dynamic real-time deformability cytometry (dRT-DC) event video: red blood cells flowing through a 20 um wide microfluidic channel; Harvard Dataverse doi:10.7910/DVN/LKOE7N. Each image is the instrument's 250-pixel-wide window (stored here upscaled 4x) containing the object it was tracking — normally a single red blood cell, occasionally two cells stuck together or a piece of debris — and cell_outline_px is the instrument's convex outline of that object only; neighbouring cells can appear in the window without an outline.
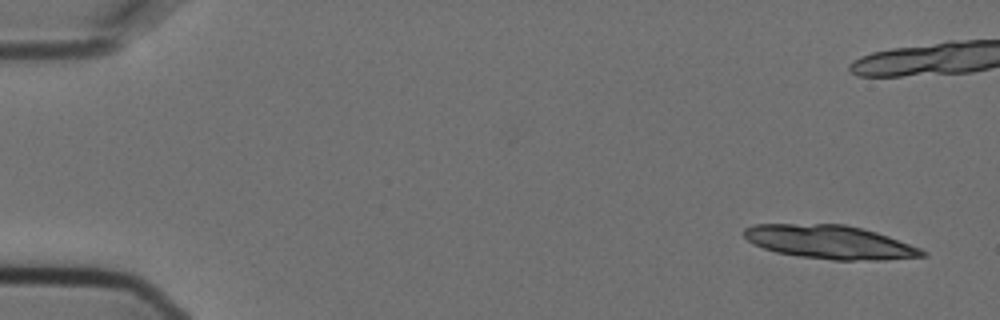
{"species": "Egyptian fruit bat (a non-hibernating species)", "species_latin": "Rousettus aegyptiacus", "temperature_condition": "cold", "stored_images_in_passage": 8, "camera_frame_rate_fps": 3000, "um_per_image_px": 0.085, "animal": {"sex": "female"}, "frame": {"image": 1, "passage_image": 1, "time_ms": 0.0, "image_size_px": [1000, 320], "cell_outline_px": [[928, 256], [884, 260], [832, 260], [800, 256], [776, 252], [752, 244], [744, 236], [744, 228], [752, 224], [844, 224], [876, 232], [888, 236], [920, 248], [928, 252]], "centroid_in_image_um": [70.55, 20.58], "position_along_channel_um": 14.5, "area_um2": 34.91}}
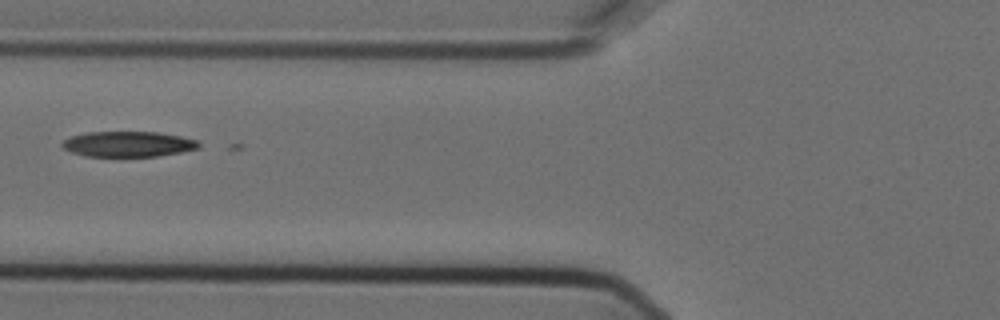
{"frame": {"image": 2, "passage_image": 8, "time_ms": 2.333, "image_size_px": [1000, 320], "cell_outline_px": [[200, 148], [180, 152], [156, 156], [84, 156], [72, 152], [64, 148], [60, 144], [64, 140], [72, 136], [88, 132], [156, 132], [180, 136], [196, 140], [200, 144]], "centroid_in_image_um": [10.89, 12.24], "position_along_channel_um": 114.9, "area_um2": 20.06}}